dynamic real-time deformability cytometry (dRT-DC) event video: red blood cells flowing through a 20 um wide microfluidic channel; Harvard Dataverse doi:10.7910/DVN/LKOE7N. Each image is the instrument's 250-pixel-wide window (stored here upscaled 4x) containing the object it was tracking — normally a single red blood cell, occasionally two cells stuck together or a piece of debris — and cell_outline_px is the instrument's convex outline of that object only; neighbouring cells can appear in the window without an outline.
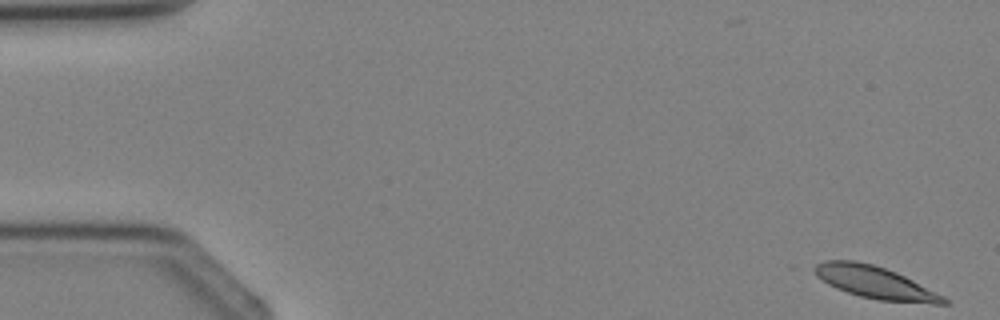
{"species": "Egyptian fruit bat (a non-hibernating species)", "species_latin": "Rousettus aegyptiacus", "temperature_condition": "cold", "stored_images_in_passage": 4, "camera_frame_rate_fps": 3000, "um_per_image_px": 0.085, "animal": {"sex": "female"}, "frame": {"image": 1, "passage_image": 1, "time_ms": 0.0, "image_size_px": [1000, 320], "cell_outline_px": [[948, 304], [932, 304], [880, 300], [860, 296], [836, 288], [828, 284], [816, 276], [808, 268], [824, 260], [856, 260], [872, 264], [896, 272], [944, 296], [948, 300]], "centroid_in_image_um": [74.32, 23.99], "position_along_channel_um": 10.7, "area_um2": 24.33}}